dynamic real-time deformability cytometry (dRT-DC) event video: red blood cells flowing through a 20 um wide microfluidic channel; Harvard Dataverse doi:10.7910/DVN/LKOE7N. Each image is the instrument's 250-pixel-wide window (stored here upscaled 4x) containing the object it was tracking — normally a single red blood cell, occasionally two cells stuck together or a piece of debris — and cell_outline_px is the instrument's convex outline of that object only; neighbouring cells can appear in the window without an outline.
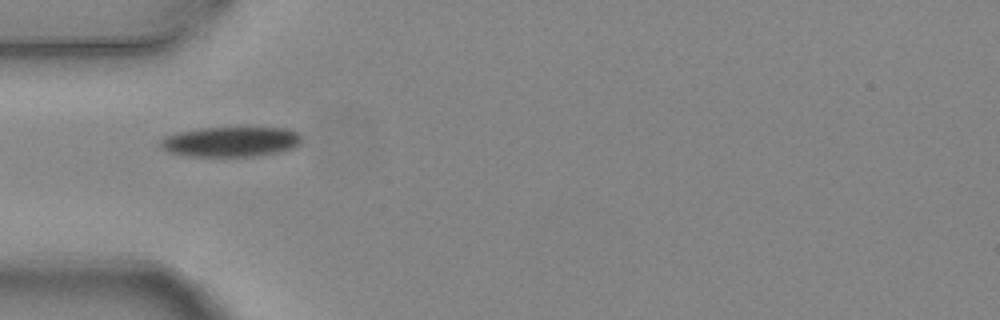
{"species": "common noctule bat (a hibernating species)", "species_latin": "Nyctalus noctula", "temperature_condition": "warm", "stored_images_in_passage": 2, "camera_frame_rate_fps": 3000, "um_per_image_px": 0.085, "animal": {"sex": "female", "body_mass_g": 24.6, "forearm_length_mm": 56.2}, "frame": {"image": 1, "passage_image": 1, "time_ms": 0.0, "image_size_px": [1000, 320], "cell_outline_px": [[300, 144], [292, 148], [280, 152], [256, 156], [188, 156], [168, 152], [160, 148], [160, 140], [164, 136], [176, 132], [200, 128], [288, 128], [296, 132], [300, 136]], "centroid_in_image_um": [19.57, 12.05], "position_along_channel_um": 65.4, "area_um2": 24.8}}
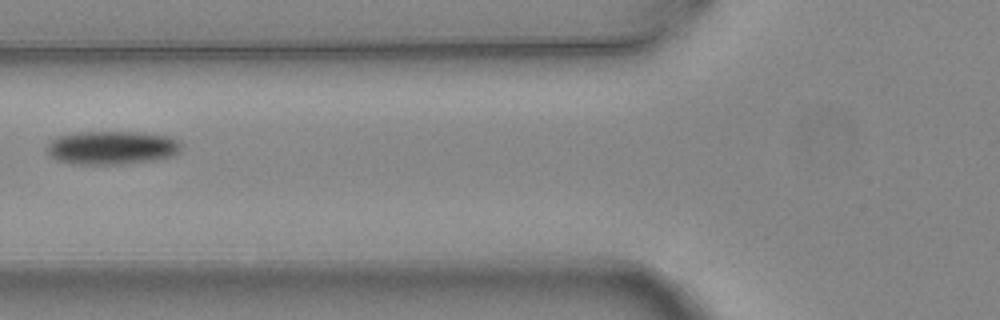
{"frame": {"image": 2, "passage_image": 2, "time_ms": 0.333, "image_size_px": [1000, 320], "cell_outline_px": [[180, 148], [172, 156], [148, 160], [116, 164], [72, 164], [56, 160], [48, 152], [48, 144], [56, 136], [80, 132], [140, 132], [172, 136], [180, 140]], "centroid_in_image_um": [9.5, 12.53], "position_along_channel_um": 116.3, "area_um2": 26.01}}